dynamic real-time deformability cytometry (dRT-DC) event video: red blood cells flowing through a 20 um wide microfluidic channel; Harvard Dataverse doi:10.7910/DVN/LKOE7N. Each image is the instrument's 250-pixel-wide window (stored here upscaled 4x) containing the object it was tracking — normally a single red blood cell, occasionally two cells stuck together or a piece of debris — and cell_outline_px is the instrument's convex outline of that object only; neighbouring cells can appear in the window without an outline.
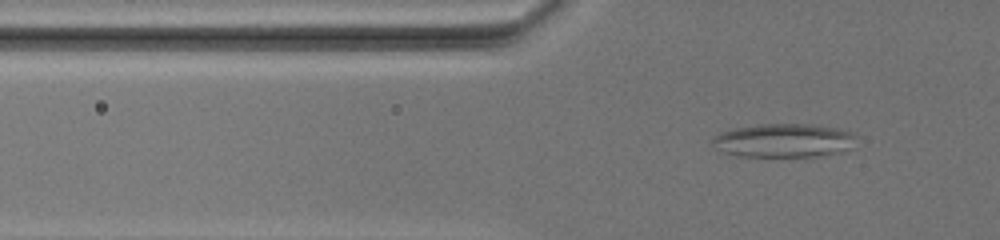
{"species": "common noctule bat (a hibernating species)", "species_latin": "Nyctalus noctula", "temperature_condition": "warm", "stored_images_in_passage": 72, "camera_frame_rate_fps": 3000, "um_per_image_px": 0.085, "animal": {"sex": "female", "body_mass_g": 19.5, "forearm_length_mm": 54.1}, "frame": {"image": 1, "passage_image": 27, "time_ms": 8.667, "image_size_px": [1000, 240], "cell_outline_px": [[856, 136], [848, 148], [844, 152], [820, 156], [736, 156], [724, 152], [716, 148], [708, 140], [712, 136], [720, 132], [736, 128], [760, 124], [804, 124], [836, 128], [848, 132]], "centroid_in_image_um": [66.53, 11.95], "position_along_channel_um": 59.3, "area_um2": 28.09}}
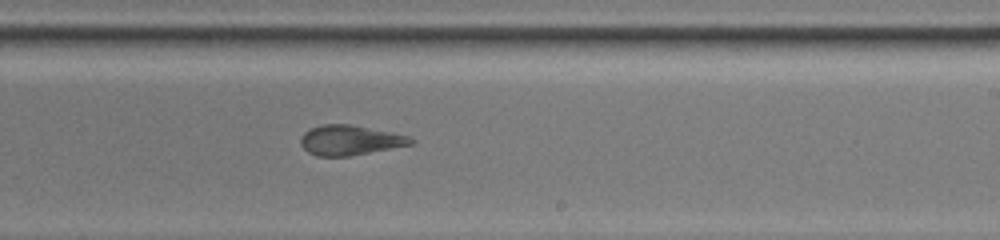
{"frame": {"image": 2, "passage_image": 48, "time_ms": 15.667, "image_size_px": [1000, 240], "cell_outline_px": [[416, 140], [412, 144], [352, 156], [316, 156], [308, 152], [300, 144], [300, 136], [304, 132], [312, 128], [324, 124], [348, 124], [408, 136]], "centroid_in_image_um": [29.71, 11.93], "position_along_channel_um": 259.3, "area_um2": 19.02}}
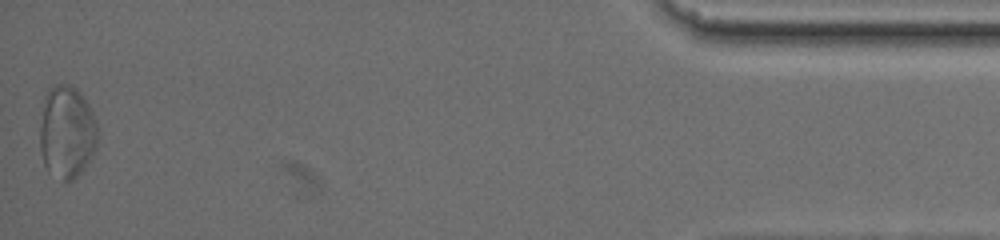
{"frame": {"image": 3, "passage_image": 72, "time_ms": 23.667, "image_size_px": [1000, 240], "cell_outline_px": [[96, 148], [80, 172], [72, 180], [64, 180], [48, 172], [44, 164], [40, 148], [40, 128], [44, 96], [48, 88], [56, 84], [68, 84], [76, 88], [80, 92], [88, 104], [92, 112], [96, 124]], "centroid_in_image_um": [5.65, 11.18], "position_along_channel_um": 429.6, "area_um2": 30.87}, "authors_computed_cell_mechanics": {"area_um2": 26.588, "velocity_mm_per_s": 3.0749, "shape_relaxation_time_tau1_ms": null, "shape_relaxation_time_tau2_ms": 2.0064, "deformation_change_tau1": null, "deformation_change_tau2": 0.1053}}